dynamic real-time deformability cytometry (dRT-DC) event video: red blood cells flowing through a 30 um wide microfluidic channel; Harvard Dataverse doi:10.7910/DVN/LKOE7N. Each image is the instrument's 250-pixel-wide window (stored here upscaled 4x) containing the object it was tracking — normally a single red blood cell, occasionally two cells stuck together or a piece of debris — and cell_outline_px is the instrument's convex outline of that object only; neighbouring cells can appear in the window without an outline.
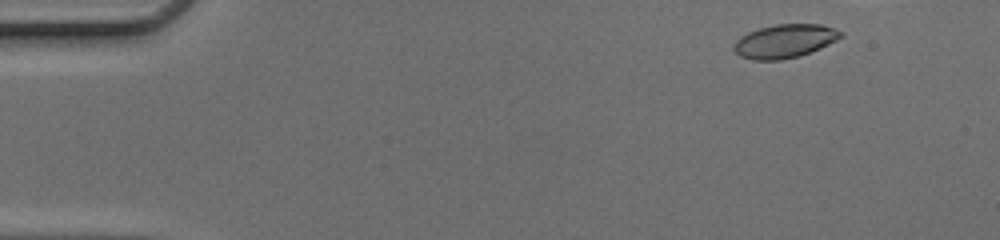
{"species": "common noctule bat (a hibernating species)", "species_latin": "Nyctalus noctula", "temperature_condition": "cold", "stored_images_in_passage": 38, "camera_frame_rate_fps": 3000, "um_per_image_px": 0.085, "animal": {"sex": "female", "body_mass_g": 17.0, "forearm_length_mm": 48.0}, "frame": {"image": 1, "passage_image": 3, "time_ms": 0.667, "image_size_px": [1000, 240], "cell_outline_px": [[844, 36], [820, 48], [796, 56], [780, 60], [752, 60], [740, 56], [732, 48], [736, 40], [740, 36], [748, 32], [760, 28], [776, 24], [820, 24], [844, 32]], "centroid_in_image_um": [66.68, 3.49], "position_along_channel_um": 18.3, "area_um2": 20.75}}
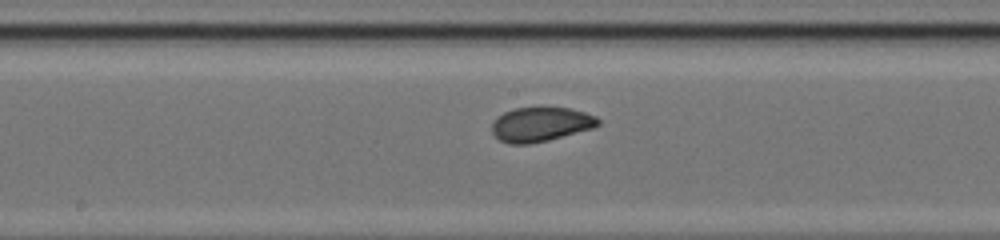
{"frame": {"image": 2, "passage_image": 24, "time_ms": 7.667, "image_size_px": [1000, 240], "cell_outline_px": [[600, 124], [592, 128], [548, 140], [528, 144], [508, 144], [500, 140], [492, 132], [492, 124], [496, 116], [504, 112], [516, 108], [572, 108], [596, 116], [600, 120]], "centroid_in_image_um": [45.94, 10.57], "position_along_channel_um": 202.3, "area_um2": 21.15}}
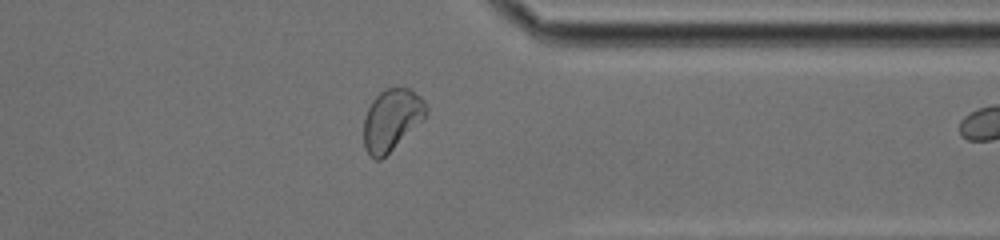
{"frame": {"image": 3, "passage_image": 37, "time_ms": 12.0, "image_size_px": [1000, 240], "cell_outline_px": [[428, 112], [424, 120], [380, 160], [376, 160], [364, 148], [364, 116], [372, 100], [384, 88], [408, 88], [420, 96], [428, 104]], "centroid_in_image_um": [33.31, 10.16], "position_along_channel_um": 378.1, "area_um2": 22.43}}